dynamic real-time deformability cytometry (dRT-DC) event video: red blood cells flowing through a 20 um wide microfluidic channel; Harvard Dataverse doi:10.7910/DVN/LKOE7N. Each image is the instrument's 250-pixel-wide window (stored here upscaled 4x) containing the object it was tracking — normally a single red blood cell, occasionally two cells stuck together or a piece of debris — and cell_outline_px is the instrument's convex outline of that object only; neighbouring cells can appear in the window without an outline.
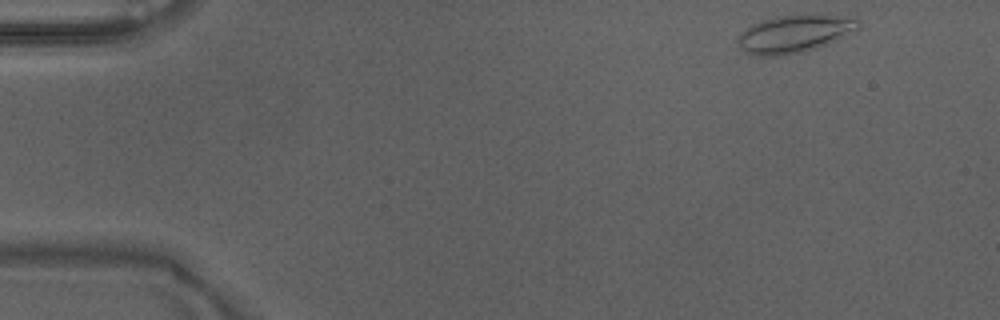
{"species": "Egyptian fruit bat (a non-hibernating species)", "species_latin": "Rousettus aegyptiacus", "temperature_condition": "warm", "stored_images_in_passage": 37, "camera_frame_rate_fps": 3000, "um_per_image_px": 0.085, "animal": {"sex": "male"}, "frame": {"image": 1, "passage_image": 1, "time_ms": 0.0, "image_size_px": [1000, 320], "cell_outline_px": [[860, 28], [856, 32], [816, 48], [800, 52], [776, 56], [756, 56], [744, 52], [740, 48], [736, 40], [736, 36], [740, 32], [752, 24], [776, 16], [816, 12], [856, 16], [860, 20]], "centroid_in_image_um": [67.61, 2.82], "position_along_channel_um": 17.4, "area_um2": 27.57}}
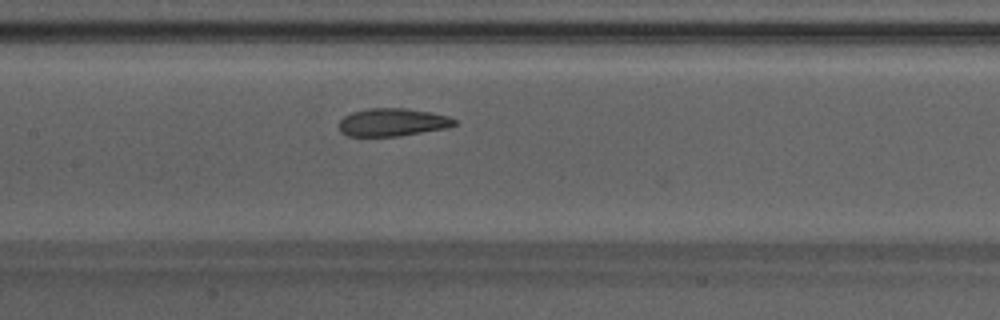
{"frame": {"image": 2, "passage_image": 20, "time_ms": 6.333, "image_size_px": [1000, 320], "cell_outline_px": [[456, 124], [448, 128], [396, 136], [348, 136], [340, 132], [340, 120], [344, 116], [352, 112], [368, 108], [408, 108], [432, 112], [448, 116], [456, 120]], "centroid_in_image_um": [33.37, 10.38], "position_along_channel_um": 174.0, "area_um2": 18.79}}
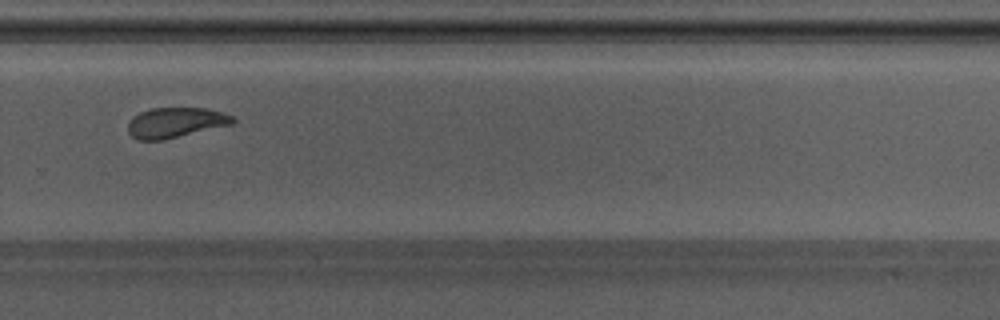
{"frame": {"image": 3, "passage_image": 30, "time_ms": 9.667, "image_size_px": [1000, 320], "cell_outline_px": [[236, 120], [232, 124], [160, 140], [136, 140], [128, 132], [128, 124], [132, 116], [140, 112], [152, 108], [208, 108], [224, 112], [232, 116]], "centroid_in_image_um": [14.9, 10.4], "position_along_channel_um": 314.9, "area_um2": 18.32}}